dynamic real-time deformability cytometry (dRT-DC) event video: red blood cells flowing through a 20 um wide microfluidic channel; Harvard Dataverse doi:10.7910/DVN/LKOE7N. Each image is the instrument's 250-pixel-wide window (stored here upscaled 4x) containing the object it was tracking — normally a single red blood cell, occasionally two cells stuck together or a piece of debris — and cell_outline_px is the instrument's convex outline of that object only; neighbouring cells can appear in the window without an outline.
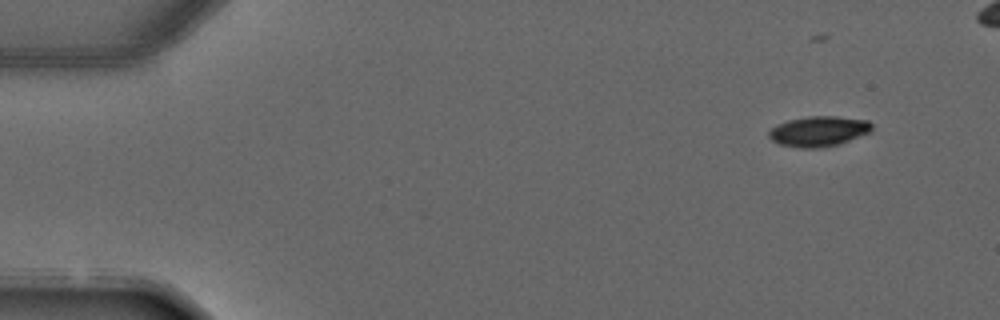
{"species": "common noctule bat (a hibernating species)", "species_latin": "Nyctalus noctula", "temperature_condition": "warm", "stored_images_in_passage": 5, "camera_frame_rate_fps": 3000, "um_per_image_px": 0.085, "animal": {"sex": "male", "forearm_length_mm": 52.5}, "frame": {"image": 1, "passage_image": 1, "time_ms": 0.0, "image_size_px": [1000, 320], "cell_outline_px": [[872, 128], [868, 132], [848, 140], [836, 144], [820, 148], [800, 148], [780, 144], [772, 140], [768, 136], [768, 132], [776, 124], [788, 120], [808, 116], [836, 116], [868, 120], [872, 124]], "centroid_in_image_um": [69.54, 11.15], "position_along_channel_um": 15.5, "area_um2": 17.98}}
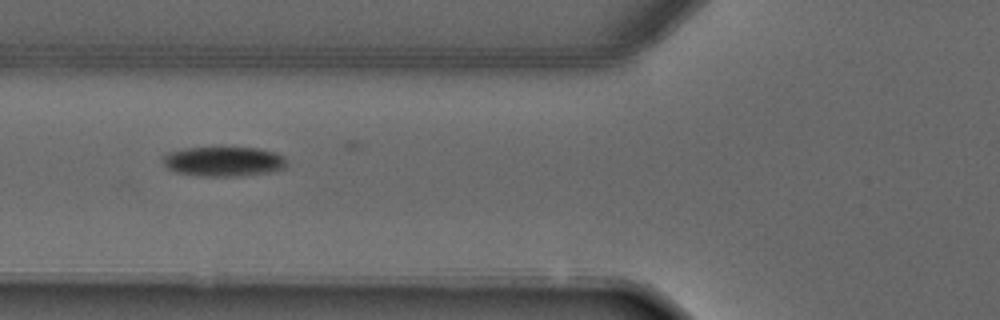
{"frame": {"image": 2, "passage_image": 5, "time_ms": 4.333, "image_size_px": [1000, 320], "cell_outline_px": [[288, 164], [284, 168], [272, 172], [236, 176], [200, 176], [176, 172], [168, 168], [164, 164], [160, 156], [168, 152], [188, 148], [256, 148], [272, 152], [284, 156]], "centroid_in_image_um": [18.99, 13.73], "position_along_channel_um": 106.8, "area_um2": 21.39}}